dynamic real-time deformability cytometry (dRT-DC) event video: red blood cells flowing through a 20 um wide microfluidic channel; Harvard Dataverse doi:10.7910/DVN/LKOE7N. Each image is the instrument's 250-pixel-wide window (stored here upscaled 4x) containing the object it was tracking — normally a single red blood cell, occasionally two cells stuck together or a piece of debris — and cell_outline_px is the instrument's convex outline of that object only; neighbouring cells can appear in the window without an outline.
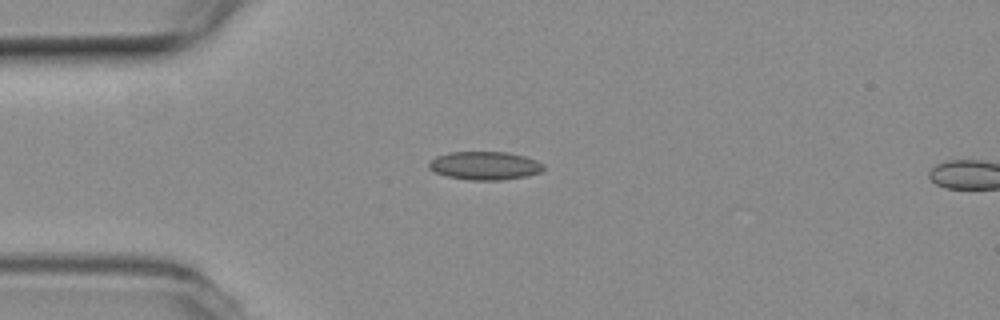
{"species": "common noctule bat (a hibernating species)", "species_latin": "Nyctalus noctula", "temperature_condition": "room temperature", "stored_images_in_passage": 3, "camera_frame_rate_fps": 3000, "um_per_image_px": 0.085, "animal": {"sex": "female", "body_mass_g": 19.3, "forearm_length_mm": 54.1}, "frame": {"image": 1, "passage_image": 1, "time_ms": 0.0, "image_size_px": [1000, 320], "cell_outline_px": [[544, 168], [540, 172], [528, 176], [500, 180], [472, 180], [448, 176], [436, 172], [428, 168], [428, 160], [436, 156], [448, 152], [508, 152], [524, 156], [536, 160], [544, 164]], "centroid_in_image_um": [41.2, 14.07], "position_along_channel_um": 43.8, "area_um2": 18.96}}